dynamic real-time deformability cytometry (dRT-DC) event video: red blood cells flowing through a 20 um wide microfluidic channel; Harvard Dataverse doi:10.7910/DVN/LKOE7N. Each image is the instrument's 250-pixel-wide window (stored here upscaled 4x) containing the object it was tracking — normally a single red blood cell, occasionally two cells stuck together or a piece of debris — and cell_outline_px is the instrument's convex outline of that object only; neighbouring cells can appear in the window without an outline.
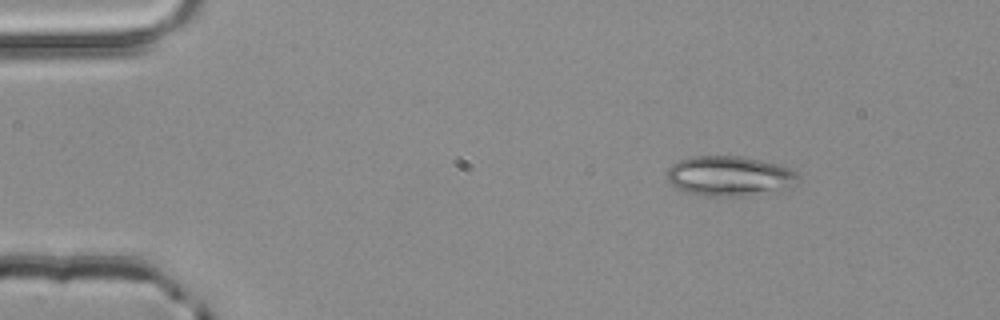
{"species": "common noctule bat (a hibernating species)", "species_latin": "Nyctalus noctula", "temperature_condition": "room temperature", "stored_images_in_passage": 3, "camera_frame_rate_fps": 3000, "um_per_image_px": 0.085, "animal": {"sex": "male", "body_mass_g": 20.4}, "frame": {"image": 1, "passage_image": 1, "time_ms": 0.0, "image_size_px": [1000, 320], "cell_outline_px": [[800, 180], [796, 184], [784, 188], [736, 196], [708, 196], [684, 192], [676, 188], [668, 180], [668, 168], [672, 164], [680, 160], [692, 156], [740, 156], [780, 164], [792, 168], [800, 176]], "centroid_in_image_um": [62.0, 14.94], "position_along_channel_um": 23.0, "area_um2": 30.35}}